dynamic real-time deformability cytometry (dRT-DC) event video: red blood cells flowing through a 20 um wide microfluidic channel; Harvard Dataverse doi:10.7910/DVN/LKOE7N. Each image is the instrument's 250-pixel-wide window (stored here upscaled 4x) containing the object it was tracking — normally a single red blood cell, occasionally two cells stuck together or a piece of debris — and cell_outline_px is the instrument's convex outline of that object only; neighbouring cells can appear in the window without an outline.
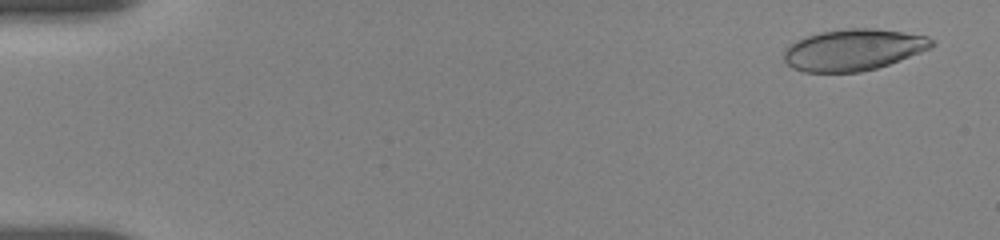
{"species": "human", "species_latin": "Homo sapiens", "temperature_condition": "room temperature", "stored_images_in_passage": 32, "camera_frame_rate_fps": 3000, "um_per_image_px": 0.085, "donor": {"sex": "female"}, "frame": {"image": 1, "passage_image": 2, "time_ms": 0.333, "image_size_px": [1000, 240], "cell_outline_px": [[936, 44], [932, 48], [900, 60], [876, 68], [860, 72], [804, 72], [792, 68], [784, 60], [784, 48], [796, 40], [820, 32], [848, 28], [872, 28], [928, 36]], "centroid_in_image_um": [72.53, 4.24], "position_along_channel_um": 12.5, "area_um2": 35.66}}
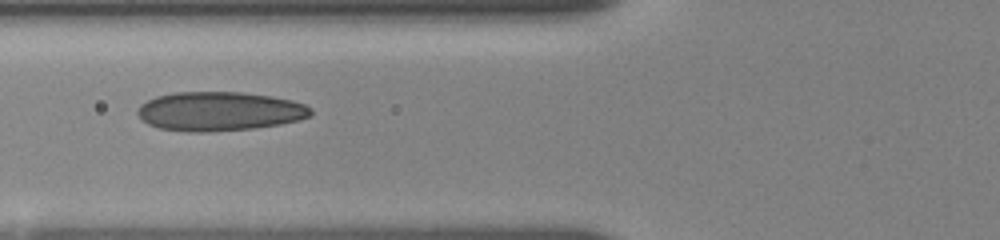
{"frame": {"image": 2, "passage_image": 24, "time_ms": 6.667, "image_size_px": [1000, 240], "cell_outline_px": [[312, 112], [308, 116], [296, 120], [280, 124], [252, 128], [208, 132], [188, 132], [160, 128], [148, 124], [136, 112], [140, 104], [156, 96], [176, 92], [240, 92], [272, 96], [292, 100], [304, 104], [312, 108]], "centroid_in_image_um": [18.63, 9.45], "position_along_channel_um": 107.2, "area_um2": 39.3}}
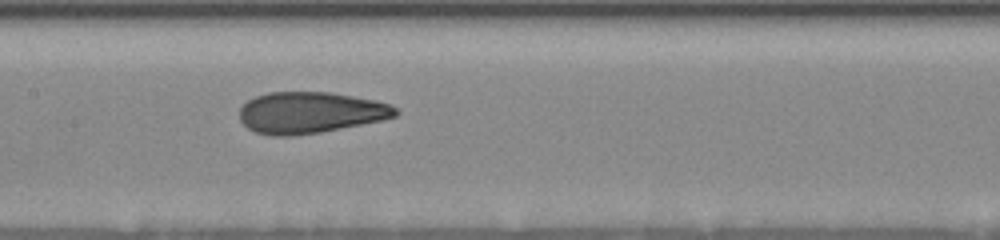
{"frame": {"image": 3, "passage_image": 31, "time_ms": 8.667, "image_size_px": [1000, 240], "cell_outline_px": [[400, 112], [396, 116], [380, 120], [320, 132], [292, 136], [272, 136], [256, 132], [248, 128], [240, 120], [240, 108], [248, 100], [256, 96], [268, 92], [332, 92], [376, 100], [388, 104], [396, 108]], "centroid_in_image_um": [26.36, 9.56], "position_along_channel_um": 181.0, "area_um2": 37.45}}